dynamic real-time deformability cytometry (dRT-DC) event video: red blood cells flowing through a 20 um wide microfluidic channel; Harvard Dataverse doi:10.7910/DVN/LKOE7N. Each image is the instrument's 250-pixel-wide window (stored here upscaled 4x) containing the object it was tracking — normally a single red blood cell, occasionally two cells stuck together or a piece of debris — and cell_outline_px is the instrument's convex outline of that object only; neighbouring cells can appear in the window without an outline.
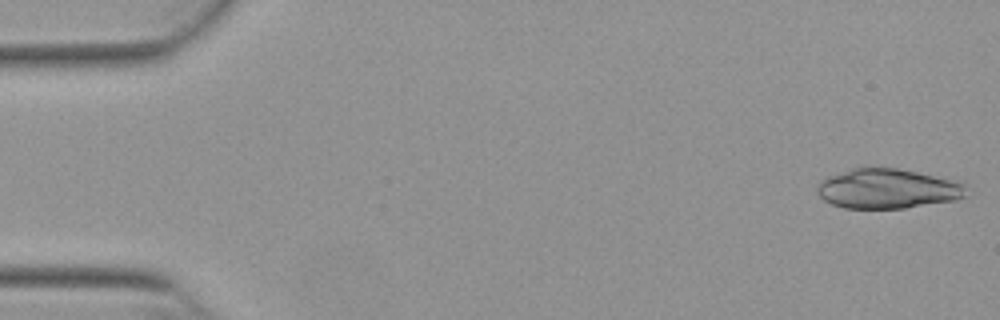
{"species": "Egyptian fruit bat (a non-hibernating species)", "species_latin": "Rousettus aegyptiacus", "temperature_condition": "warm", "stored_images_in_passage": 51, "camera_frame_rate_fps": 3000, "um_per_image_px": 0.085, "animal": {"sex": "female"}, "frame": {"image": 1, "passage_image": 1, "time_ms": 0.0, "image_size_px": [1000, 320], "cell_outline_px": [[968, 184], [964, 196], [952, 200], [904, 208], [844, 208], [832, 204], [824, 200], [816, 192], [816, 188], [820, 180], [828, 176], [864, 164], [896, 168], [916, 172]], "centroid_in_image_um": [75.36, 16.01], "position_along_channel_um": 9.6, "area_um2": 34.8}}